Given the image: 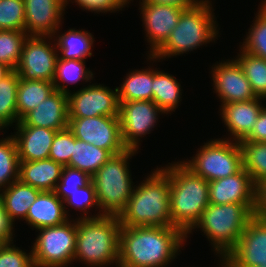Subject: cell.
<instances>
[{"mask_svg":"<svg viewBox=\"0 0 266 267\" xmlns=\"http://www.w3.org/2000/svg\"><path fill=\"white\" fill-rule=\"evenodd\" d=\"M235 58L240 64L253 92L266 100V60L239 49Z\"/></svg>","mask_w":266,"mask_h":267,"instance_id":"cell-32","label":"cell"},{"mask_svg":"<svg viewBox=\"0 0 266 267\" xmlns=\"http://www.w3.org/2000/svg\"><path fill=\"white\" fill-rule=\"evenodd\" d=\"M19 180V157L12 135L0 139V191Z\"/></svg>","mask_w":266,"mask_h":267,"instance_id":"cell-34","label":"cell"},{"mask_svg":"<svg viewBox=\"0 0 266 267\" xmlns=\"http://www.w3.org/2000/svg\"><path fill=\"white\" fill-rule=\"evenodd\" d=\"M162 169L169 175L170 214L174 227L188 239L209 203V182L194 174L181 161Z\"/></svg>","mask_w":266,"mask_h":267,"instance_id":"cell-3","label":"cell"},{"mask_svg":"<svg viewBox=\"0 0 266 267\" xmlns=\"http://www.w3.org/2000/svg\"><path fill=\"white\" fill-rule=\"evenodd\" d=\"M185 160L181 162L208 182L228 177L243 169L239 143L221 138L210 139L200 146L192 159Z\"/></svg>","mask_w":266,"mask_h":267,"instance_id":"cell-8","label":"cell"},{"mask_svg":"<svg viewBox=\"0 0 266 267\" xmlns=\"http://www.w3.org/2000/svg\"><path fill=\"white\" fill-rule=\"evenodd\" d=\"M181 84L164 70L153 69L152 101L166 114H171L182 100Z\"/></svg>","mask_w":266,"mask_h":267,"instance_id":"cell-26","label":"cell"},{"mask_svg":"<svg viewBox=\"0 0 266 267\" xmlns=\"http://www.w3.org/2000/svg\"><path fill=\"white\" fill-rule=\"evenodd\" d=\"M211 2L200 0L193 7L186 8L169 38L153 55H147L146 59L150 62L165 60L172 56L187 54L209 42H215V39L220 37L218 36L220 28Z\"/></svg>","mask_w":266,"mask_h":267,"instance_id":"cell-4","label":"cell"},{"mask_svg":"<svg viewBox=\"0 0 266 267\" xmlns=\"http://www.w3.org/2000/svg\"><path fill=\"white\" fill-rule=\"evenodd\" d=\"M90 181L91 177L87 173L64 166L54 192L62 201H65L70 196V192L86 186Z\"/></svg>","mask_w":266,"mask_h":267,"instance_id":"cell-39","label":"cell"},{"mask_svg":"<svg viewBox=\"0 0 266 267\" xmlns=\"http://www.w3.org/2000/svg\"><path fill=\"white\" fill-rule=\"evenodd\" d=\"M263 98H255L242 102L227 103L220 106L221 119L230 132L226 140L235 142L243 141L252 131L256 123L259 113L264 105Z\"/></svg>","mask_w":266,"mask_h":267,"instance_id":"cell-18","label":"cell"},{"mask_svg":"<svg viewBox=\"0 0 266 267\" xmlns=\"http://www.w3.org/2000/svg\"><path fill=\"white\" fill-rule=\"evenodd\" d=\"M259 267H266V263L265 264H259Z\"/></svg>","mask_w":266,"mask_h":267,"instance_id":"cell-49","label":"cell"},{"mask_svg":"<svg viewBox=\"0 0 266 267\" xmlns=\"http://www.w3.org/2000/svg\"><path fill=\"white\" fill-rule=\"evenodd\" d=\"M119 107L117 87L92 83L68 94L69 118L118 116Z\"/></svg>","mask_w":266,"mask_h":267,"instance_id":"cell-13","label":"cell"},{"mask_svg":"<svg viewBox=\"0 0 266 267\" xmlns=\"http://www.w3.org/2000/svg\"><path fill=\"white\" fill-rule=\"evenodd\" d=\"M184 242L186 235L177 227L121 226L118 267H166Z\"/></svg>","mask_w":266,"mask_h":267,"instance_id":"cell-1","label":"cell"},{"mask_svg":"<svg viewBox=\"0 0 266 267\" xmlns=\"http://www.w3.org/2000/svg\"><path fill=\"white\" fill-rule=\"evenodd\" d=\"M224 262L226 267H259V264H265L266 222L253 217Z\"/></svg>","mask_w":266,"mask_h":267,"instance_id":"cell-16","label":"cell"},{"mask_svg":"<svg viewBox=\"0 0 266 267\" xmlns=\"http://www.w3.org/2000/svg\"><path fill=\"white\" fill-rule=\"evenodd\" d=\"M71 219L36 230L39 234L31 246L35 267H68L74 262L77 229L76 219Z\"/></svg>","mask_w":266,"mask_h":267,"instance_id":"cell-9","label":"cell"},{"mask_svg":"<svg viewBox=\"0 0 266 267\" xmlns=\"http://www.w3.org/2000/svg\"><path fill=\"white\" fill-rule=\"evenodd\" d=\"M19 80L16 70H11L0 80V131L9 129L7 127L16 125L20 121L16 103Z\"/></svg>","mask_w":266,"mask_h":267,"instance_id":"cell-30","label":"cell"},{"mask_svg":"<svg viewBox=\"0 0 266 267\" xmlns=\"http://www.w3.org/2000/svg\"><path fill=\"white\" fill-rule=\"evenodd\" d=\"M27 37L24 30H0V63L5 64L11 70H16Z\"/></svg>","mask_w":266,"mask_h":267,"instance_id":"cell-36","label":"cell"},{"mask_svg":"<svg viewBox=\"0 0 266 267\" xmlns=\"http://www.w3.org/2000/svg\"><path fill=\"white\" fill-rule=\"evenodd\" d=\"M59 30L55 32L53 37L56 36L54 40L60 59L85 61L87 57L92 56L93 53L91 51L95 38L88 30L82 31V29L70 28L64 34H61Z\"/></svg>","mask_w":266,"mask_h":267,"instance_id":"cell-25","label":"cell"},{"mask_svg":"<svg viewBox=\"0 0 266 267\" xmlns=\"http://www.w3.org/2000/svg\"><path fill=\"white\" fill-rule=\"evenodd\" d=\"M220 263H221V264H220ZM220 263H219V267H220V265H221V267H226V266H225L224 259H220Z\"/></svg>","mask_w":266,"mask_h":267,"instance_id":"cell-48","label":"cell"},{"mask_svg":"<svg viewBox=\"0 0 266 267\" xmlns=\"http://www.w3.org/2000/svg\"><path fill=\"white\" fill-rule=\"evenodd\" d=\"M12 135L19 161H36L49 159V153L56 130L28 125H16Z\"/></svg>","mask_w":266,"mask_h":267,"instance_id":"cell-21","label":"cell"},{"mask_svg":"<svg viewBox=\"0 0 266 267\" xmlns=\"http://www.w3.org/2000/svg\"><path fill=\"white\" fill-rule=\"evenodd\" d=\"M10 71L11 69L9 67L3 63H0V80H2Z\"/></svg>","mask_w":266,"mask_h":267,"instance_id":"cell-47","label":"cell"},{"mask_svg":"<svg viewBox=\"0 0 266 267\" xmlns=\"http://www.w3.org/2000/svg\"><path fill=\"white\" fill-rule=\"evenodd\" d=\"M52 39V41H51ZM52 36H28L16 72L22 80L53 82L58 51ZM52 43V44H51Z\"/></svg>","mask_w":266,"mask_h":267,"instance_id":"cell-10","label":"cell"},{"mask_svg":"<svg viewBox=\"0 0 266 267\" xmlns=\"http://www.w3.org/2000/svg\"><path fill=\"white\" fill-rule=\"evenodd\" d=\"M7 214L0 207V246L13 241L15 234ZM14 235V236H13Z\"/></svg>","mask_w":266,"mask_h":267,"instance_id":"cell-45","label":"cell"},{"mask_svg":"<svg viewBox=\"0 0 266 267\" xmlns=\"http://www.w3.org/2000/svg\"><path fill=\"white\" fill-rule=\"evenodd\" d=\"M121 226L118 216L76 218L74 262L79 260L88 267H118Z\"/></svg>","mask_w":266,"mask_h":267,"instance_id":"cell-5","label":"cell"},{"mask_svg":"<svg viewBox=\"0 0 266 267\" xmlns=\"http://www.w3.org/2000/svg\"><path fill=\"white\" fill-rule=\"evenodd\" d=\"M254 187L251 175L243 168L238 173L209 182V203L254 204Z\"/></svg>","mask_w":266,"mask_h":267,"instance_id":"cell-19","label":"cell"},{"mask_svg":"<svg viewBox=\"0 0 266 267\" xmlns=\"http://www.w3.org/2000/svg\"><path fill=\"white\" fill-rule=\"evenodd\" d=\"M145 180L135 185L133 194L118 216L122 226L174 227L170 214L169 175L156 168Z\"/></svg>","mask_w":266,"mask_h":267,"instance_id":"cell-2","label":"cell"},{"mask_svg":"<svg viewBox=\"0 0 266 267\" xmlns=\"http://www.w3.org/2000/svg\"><path fill=\"white\" fill-rule=\"evenodd\" d=\"M258 8L250 29L246 32L242 45V50L254 56L266 60V0H263Z\"/></svg>","mask_w":266,"mask_h":267,"instance_id":"cell-33","label":"cell"},{"mask_svg":"<svg viewBox=\"0 0 266 267\" xmlns=\"http://www.w3.org/2000/svg\"><path fill=\"white\" fill-rule=\"evenodd\" d=\"M138 154L127 149L112 157L91 177L102 215L119 216L133 194L135 185L129 160Z\"/></svg>","mask_w":266,"mask_h":267,"instance_id":"cell-7","label":"cell"},{"mask_svg":"<svg viewBox=\"0 0 266 267\" xmlns=\"http://www.w3.org/2000/svg\"><path fill=\"white\" fill-rule=\"evenodd\" d=\"M146 40L150 45L148 55H153L169 38L186 9L173 5L139 2Z\"/></svg>","mask_w":266,"mask_h":267,"instance_id":"cell-15","label":"cell"},{"mask_svg":"<svg viewBox=\"0 0 266 267\" xmlns=\"http://www.w3.org/2000/svg\"><path fill=\"white\" fill-rule=\"evenodd\" d=\"M123 82L117 87L119 102L152 101L153 68L129 71Z\"/></svg>","mask_w":266,"mask_h":267,"instance_id":"cell-27","label":"cell"},{"mask_svg":"<svg viewBox=\"0 0 266 267\" xmlns=\"http://www.w3.org/2000/svg\"><path fill=\"white\" fill-rule=\"evenodd\" d=\"M74 144L75 136L69 128L57 131L53 138L49 159L67 166L72 156Z\"/></svg>","mask_w":266,"mask_h":267,"instance_id":"cell-40","label":"cell"},{"mask_svg":"<svg viewBox=\"0 0 266 267\" xmlns=\"http://www.w3.org/2000/svg\"><path fill=\"white\" fill-rule=\"evenodd\" d=\"M243 168L251 175L255 183L259 179L266 178V142H238Z\"/></svg>","mask_w":266,"mask_h":267,"instance_id":"cell-35","label":"cell"},{"mask_svg":"<svg viewBox=\"0 0 266 267\" xmlns=\"http://www.w3.org/2000/svg\"><path fill=\"white\" fill-rule=\"evenodd\" d=\"M68 128L75 138L108 150L112 155L127 150L122 141L118 116L69 118Z\"/></svg>","mask_w":266,"mask_h":267,"instance_id":"cell-12","label":"cell"},{"mask_svg":"<svg viewBox=\"0 0 266 267\" xmlns=\"http://www.w3.org/2000/svg\"><path fill=\"white\" fill-rule=\"evenodd\" d=\"M55 87L53 82L38 80H19L17 90V116L21 120L28 112L47 99Z\"/></svg>","mask_w":266,"mask_h":267,"instance_id":"cell-29","label":"cell"},{"mask_svg":"<svg viewBox=\"0 0 266 267\" xmlns=\"http://www.w3.org/2000/svg\"><path fill=\"white\" fill-rule=\"evenodd\" d=\"M63 168L52 159L19 161V180L41 191H54Z\"/></svg>","mask_w":266,"mask_h":267,"instance_id":"cell-23","label":"cell"},{"mask_svg":"<svg viewBox=\"0 0 266 267\" xmlns=\"http://www.w3.org/2000/svg\"><path fill=\"white\" fill-rule=\"evenodd\" d=\"M243 141L266 142V106L259 113L251 133Z\"/></svg>","mask_w":266,"mask_h":267,"instance_id":"cell-44","label":"cell"},{"mask_svg":"<svg viewBox=\"0 0 266 267\" xmlns=\"http://www.w3.org/2000/svg\"><path fill=\"white\" fill-rule=\"evenodd\" d=\"M25 3L24 31L28 36H52L61 28L65 0H23Z\"/></svg>","mask_w":266,"mask_h":267,"instance_id":"cell-17","label":"cell"},{"mask_svg":"<svg viewBox=\"0 0 266 267\" xmlns=\"http://www.w3.org/2000/svg\"><path fill=\"white\" fill-rule=\"evenodd\" d=\"M253 217L254 204H209L192 230L201 228L214 253L224 259L236 247Z\"/></svg>","mask_w":266,"mask_h":267,"instance_id":"cell-6","label":"cell"},{"mask_svg":"<svg viewBox=\"0 0 266 267\" xmlns=\"http://www.w3.org/2000/svg\"><path fill=\"white\" fill-rule=\"evenodd\" d=\"M69 1L72 3H77L79 8L84 11H91L95 14L99 13H116L115 11H121L123 7L128 6L133 0H65V5L68 6Z\"/></svg>","mask_w":266,"mask_h":267,"instance_id":"cell-42","label":"cell"},{"mask_svg":"<svg viewBox=\"0 0 266 267\" xmlns=\"http://www.w3.org/2000/svg\"><path fill=\"white\" fill-rule=\"evenodd\" d=\"M13 243L10 241L0 246V267H35L32 249L26 253Z\"/></svg>","mask_w":266,"mask_h":267,"instance_id":"cell-41","label":"cell"},{"mask_svg":"<svg viewBox=\"0 0 266 267\" xmlns=\"http://www.w3.org/2000/svg\"><path fill=\"white\" fill-rule=\"evenodd\" d=\"M25 26L23 0H0V30L22 31Z\"/></svg>","mask_w":266,"mask_h":267,"instance_id":"cell-38","label":"cell"},{"mask_svg":"<svg viewBox=\"0 0 266 267\" xmlns=\"http://www.w3.org/2000/svg\"><path fill=\"white\" fill-rule=\"evenodd\" d=\"M111 157L112 154L108 150L75 138L72 156L67 167L80 170L92 177Z\"/></svg>","mask_w":266,"mask_h":267,"instance_id":"cell-28","label":"cell"},{"mask_svg":"<svg viewBox=\"0 0 266 267\" xmlns=\"http://www.w3.org/2000/svg\"><path fill=\"white\" fill-rule=\"evenodd\" d=\"M231 59L212 65L213 92L222 102L221 106L257 98L238 61Z\"/></svg>","mask_w":266,"mask_h":267,"instance_id":"cell-14","label":"cell"},{"mask_svg":"<svg viewBox=\"0 0 266 267\" xmlns=\"http://www.w3.org/2000/svg\"><path fill=\"white\" fill-rule=\"evenodd\" d=\"M41 192L20 180L12 182L0 191V207L7 214L13 227H15L16 219H23V221L26 219L29 207Z\"/></svg>","mask_w":266,"mask_h":267,"instance_id":"cell-24","label":"cell"},{"mask_svg":"<svg viewBox=\"0 0 266 267\" xmlns=\"http://www.w3.org/2000/svg\"><path fill=\"white\" fill-rule=\"evenodd\" d=\"M67 206L54 191H42L29 207L25 223L31 229H40L60 225L71 217Z\"/></svg>","mask_w":266,"mask_h":267,"instance_id":"cell-22","label":"cell"},{"mask_svg":"<svg viewBox=\"0 0 266 267\" xmlns=\"http://www.w3.org/2000/svg\"><path fill=\"white\" fill-rule=\"evenodd\" d=\"M93 79L94 74L89 68H86L85 61L65 60L58 57L53 80L55 90L69 94L71 90L68 88V84L76 85L78 81L90 82Z\"/></svg>","mask_w":266,"mask_h":267,"instance_id":"cell-31","label":"cell"},{"mask_svg":"<svg viewBox=\"0 0 266 267\" xmlns=\"http://www.w3.org/2000/svg\"><path fill=\"white\" fill-rule=\"evenodd\" d=\"M147 3H155L160 5H173L182 8H190L196 5L200 0H140Z\"/></svg>","mask_w":266,"mask_h":267,"instance_id":"cell-46","label":"cell"},{"mask_svg":"<svg viewBox=\"0 0 266 267\" xmlns=\"http://www.w3.org/2000/svg\"><path fill=\"white\" fill-rule=\"evenodd\" d=\"M254 217L266 220V178L255 182L254 187Z\"/></svg>","mask_w":266,"mask_h":267,"instance_id":"cell-43","label":"cell"},{"mask_svg":"<svg viewBox=\"0 0 266 267\" xmlns=\"http://www.w3.org/2000/svg\"><path fill=\"white\" fill-rule=\"evenodd\" d=\"M64 204L69 206L71 209L74 208V210H79L83 213H80V215L82 216H78V219L94 218L102 215L100 213L95 186L92 180L86 186L79 187L74 192H70V196L64 201ZM94 207L99 211L96 215H92V213L90 212V209H93ZM88 213H90L91 215H88Z\"/></svg>","mask_w":266,"mask_h":267,"instance_id":"cell-37","label":"cell"},{"mask_svg":"<svg viewBox=\"0 0 266 267\" xmlns=\"http://www.w3.org/2000/svg\"><path fill=\"white\" fill-rule=\"evenodd\" d=\"M16 125L44 127L56 131L68 128V94L55 90L35 109L28 112Z\"/></svg>","mask_w":266,"mask_h":267,"instance_id":"cell-20","label":"cell"},{"mask_svg":"<svg viewBox=\"0 0 266 267\" xmlns=\"http://www.w3.org/2000/svg\"><path fill=\"white\" fill-rule=\"evenodd\" d=\"M119 121L122 141L127 149L138 151L140 139L153 131L158 117L166 114L153 101L119 102Z\"/></svg>","mask_w":266,"mask_h":267,"instance_id":"cell-11","label":"cell"}]
</instances>
